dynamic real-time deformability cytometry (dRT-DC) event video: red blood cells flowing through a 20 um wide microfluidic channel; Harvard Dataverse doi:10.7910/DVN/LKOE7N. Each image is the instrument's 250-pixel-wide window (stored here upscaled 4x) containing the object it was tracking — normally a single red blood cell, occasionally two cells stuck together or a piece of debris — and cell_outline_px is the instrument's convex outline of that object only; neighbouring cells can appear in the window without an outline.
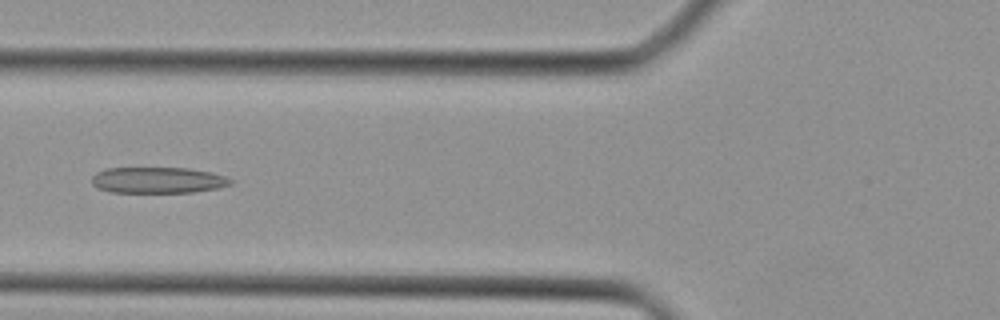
{"species": "Egyptian fruit bat (a non-hibernating species)", "species_latin": "Rousettus aegyptiacus", "temperature_condition": "cold", "stored_images_in_passage": 28, "camera_frame_rate_fps": 3000, "um_per_image_px": 0.085, "animal": {"sex": "female"}, "frame": {"image": 1, "passage_image": 7, "time_ms": 2.0, "image_size_px": [1000, 320], "cell_outline_px": [[232, 184], [216, 188], [192, 192], [108, 192], [96, 188], [92, 184], [92, 176], [96, 172], [104, 168], [188, 168], [212, 172], [224, 176], [232, 180]], "centroid_in_image_um": [13.37, 15.31], "position_along_channel_um": 112.4, "area_um2": 21.15}}
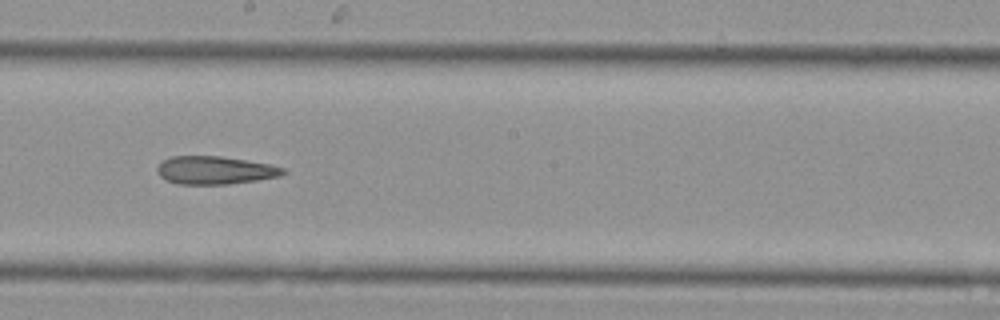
{"frame": {"image": 2, "passage_image": 14, "time_ms": 4.333, "image_size_px": [1000, 320], "cell_outline_px": [[288, 172], [280, 176], [256, 180], [228, 184], [176, 184], [160, 176], [156, 168], [164, 160], [172, 156], [220, 156], [272, 164], [284, 168]], "centroid_in_image_um": [18.31, 14.47], "position_along_channel_um": 229.9, "area_um2": 20.52}}
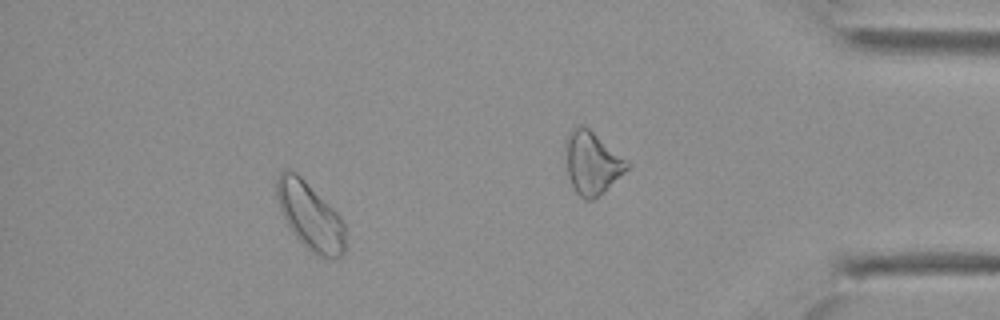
{"frame": {"image": 3, "passage_image": 24, "time_ms": 7.667, "image_size_px": [1000, 320], "cell_outline_px": [[344, 252], [340, 256], [320, 256], [312, 252], [288, 228], [284, 220], [276, 196], [276, 176], [284, 168], [288, 168], [296, 172], [340, 216], [344, 224]], "centroid_in_image_um": [26.3, 18.31], "position_along_channel_um": 408.9, "area_um2": 26.47}}